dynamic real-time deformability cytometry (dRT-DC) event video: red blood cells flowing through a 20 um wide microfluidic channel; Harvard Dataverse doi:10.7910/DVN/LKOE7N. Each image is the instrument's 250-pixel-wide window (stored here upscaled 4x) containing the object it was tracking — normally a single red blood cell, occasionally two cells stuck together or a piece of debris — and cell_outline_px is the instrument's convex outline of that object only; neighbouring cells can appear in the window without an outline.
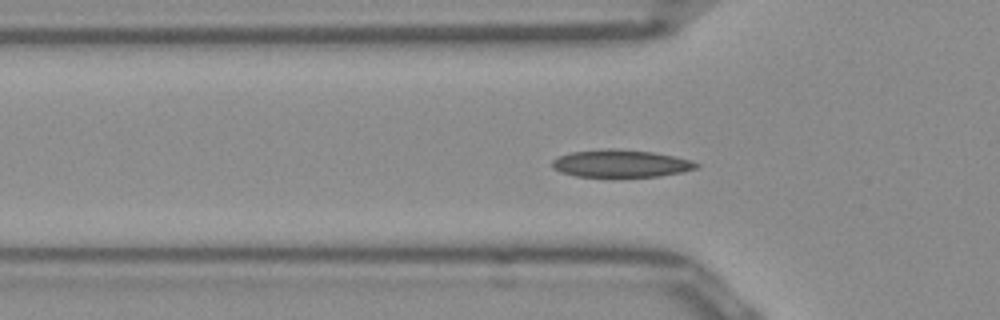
{"species": "Egyptian fruit bat (a non-hibernating species)", "species_latin": "Rousettus aegyptiacus", "temperature_condition": "room temperature", "stored_images_in_passage": 51, "camera_frame_rate_fps": 3000, "um_per_image_px": 0.085, "frame": {"image": 1, "passage_image": 15, "time_ms": 4.667, "image_size_px": [1000, 320], "cell_outline_px": [[700, 164], [696, 168], [680, 172], [656, 176], [576, 176], [560, 172], [552, 168], [552, 160], [560, 156], [572, 152], [612, 148], [652, 152], [672, 156], [688, 160]], "centroid_in_image_um": [52.71, 13.89], "position_along_channel_um": 73.1, "area_um2": 22.54}}
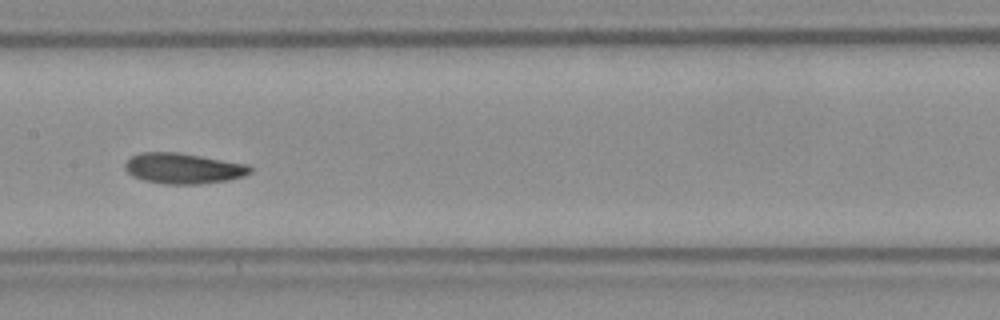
{"frame": {"image": 2, "passage_image": 24, "time_ms": 7.667, "image_size_px": [1000, 320], "cell_outline_px": [[252, 172], [244, 176], [228, 180], [200, 184], [164, 184], [144, 180], [132, 176], [124, 168], [124, 164], [132, 156], [140, 152], [176, 152], [248, 164], [252, 168]], "centroid_in_image_um": [15.58, 14.32], "position_along_channel_um": 191.8, "area_um2": 22.31}}
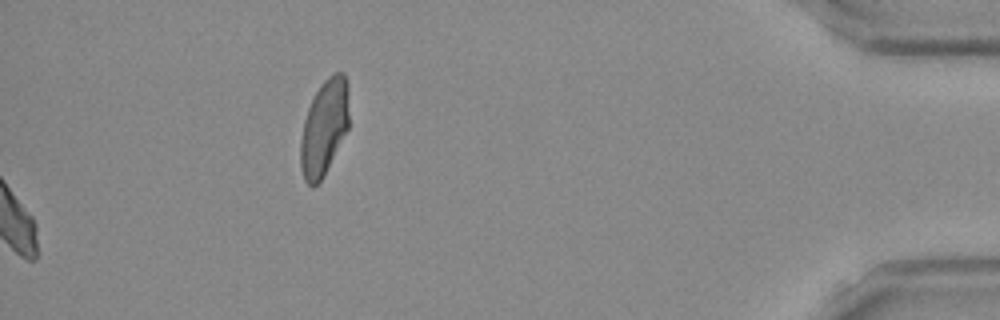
{"frame": {"image": 3, "passage_image": 51, "time_ms": 16.667, "image_size_px": [1000, 320], "cell_outline_px": [[348, 128], [324, 176], [312, 188], [304, 180], [300, 168], [300, 140], [304, 120], [308, 108], [320, 84], [328, 76], [336, 72], [344, 72], [348, 84]], "centroid_in_image_um": [27.54, 10.84], "position_along_channel_um": 407.7, "area_um2": 27.11}, "authors_computed_cell_mechanics": {"area_um2": 21.5594, "velocity_mm_per_s": 3.9275, "shape_relaxation_time_tau1_ms": 3.4545, "shape_relaxation_time_tau2_ms": 2.495, "deformation_change_tau1": 0.101, "deformation_change_tau2": 0.0602}}